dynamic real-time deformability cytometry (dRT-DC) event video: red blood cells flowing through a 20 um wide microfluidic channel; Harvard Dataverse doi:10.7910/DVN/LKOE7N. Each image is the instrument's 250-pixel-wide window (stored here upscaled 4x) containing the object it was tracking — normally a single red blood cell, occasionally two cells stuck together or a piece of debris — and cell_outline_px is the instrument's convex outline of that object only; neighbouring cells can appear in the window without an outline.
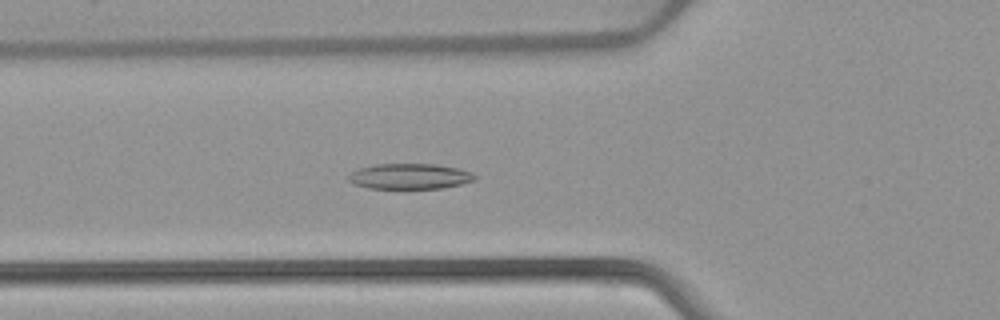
{"species": "common noctule bat (a hibernating species)", "species_latin": "Nyctalus noctula", "temperature_condition": "warm", "stored_images_in_passage": 53, "camera_frame_rate_fps": 3000, "um_per_image_px": 0.085, "animal": {"sex": "female", "body_mass_g": 22.7, "forearm_length_mm": 54.2}, "frame": {"image": 1, "passage_image": 19, "time_ms": 6.0, "image_size_px": [1000, 320], "cell_outline_px": [[476, 176], [472, 180], [460, 184], [440, 188], [368, 188], [352, 184], [348, 180], [348, 176], [352, 172], [360, 168], [376, 164], [436, 164], [456, 168], [472, 172]], "centroid_in_image_um": [34.78, 14.98], "position_along_channel_um": 91.0, "area_um2": 18.55}}
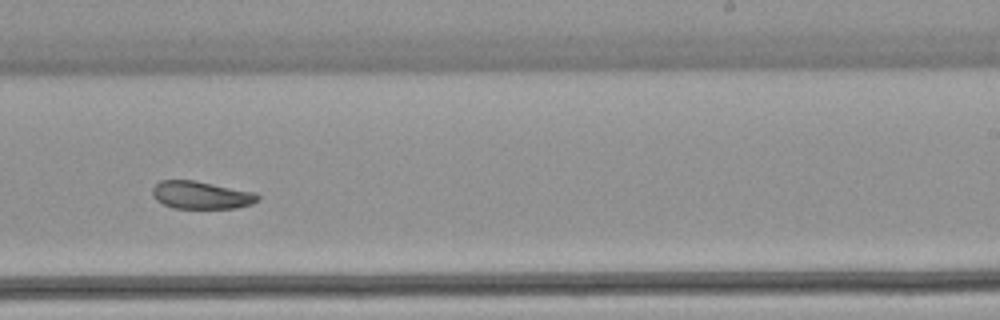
{"frame": {"image": 2, "passage_image": 33, "time_ms": 10.667, "image_size_px": [1000, 320], "cell_outline_px": [[260, 200], [252, 204], [236, 208], [172, 208], [156, 200], [152, 196], [152, 188], [160, 180], [192, 180], [256, 192], [260, 196]], "centroid_in_image_um": [17.11, 16.58], "position_along_channel_um": 271.9, "area_um2": 17.11}}
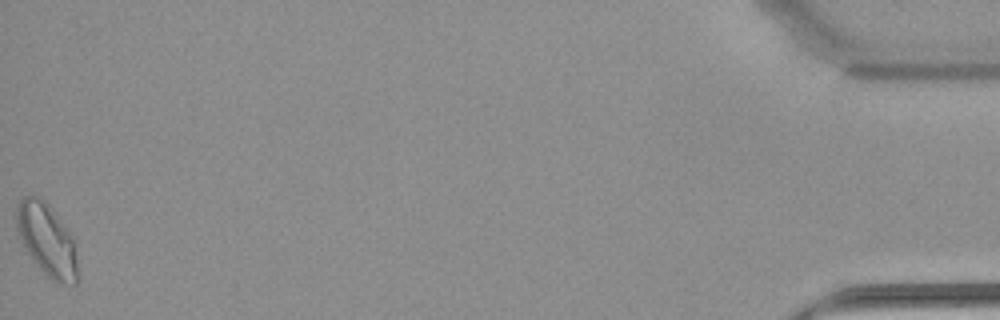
{"frame": {"image": 3, "passage_image": 53, "time_ms": 17.333, "image_size_px": [1000, 320], "cell_outline_px": [[76, 284], [60, 284], [52, 280], [40, 268], [28, 252], [20, 240], [16, 228], [16, 204], [24, 196], [36, 196], [44, 200], [72, 236], [76, 260]], "centroid_in_image_um": [3.94, 20.37], "position_along_channel_um": 431.3, "area_um2": 25.14}, "authors_computed_cell_mechanics": {"area_um2": 19.7098, "velocity_mm_per_s": 3.8791, "shape_relaxation_time_tau1_ms": null, "shape_relaxation_time_tau2_ms": 7.825, "deformation_change_tau1": null, "deformation_change_tau2": 0.1406}}